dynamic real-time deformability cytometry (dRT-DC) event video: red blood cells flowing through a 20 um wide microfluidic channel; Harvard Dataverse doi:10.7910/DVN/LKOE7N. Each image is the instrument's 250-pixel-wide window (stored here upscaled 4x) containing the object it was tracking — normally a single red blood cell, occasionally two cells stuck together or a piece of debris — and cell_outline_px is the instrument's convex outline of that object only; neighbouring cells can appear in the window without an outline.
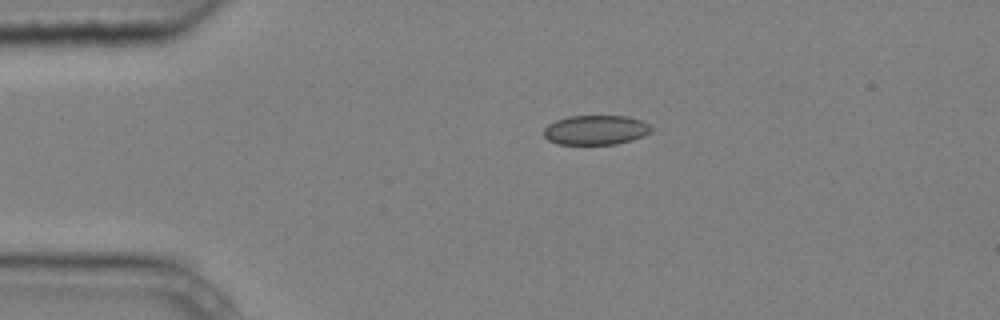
{"species": "common noctule bat (a hibernating species)", "species_latin": "Nyctalus noctula", "temperature_condition": "cold", "stored_images_in_passage": 3, "camera_frame_rate_fps": 3000, "um_per_image_px": 0.085, "animal": {"sex": "male", "body_mass_g": 20.4}, "frame": {"image": 1, "passage_image": 2, "time_ms": 0.333, "image_size_px": [1000, 320], "cell_outline_px": [[652, 128], [648, 132], [632, 140], [616, 144], [556, 144], [548, 140], [544, 136], [544, 128], [548, 124], [556, 120], [568, 116], [628, 116], [640, 120], [648, 124]], "centroid_in_image_um": [50.58, 11.05], "position_along_channel_um": 34.4, "area_um2": 18.38}}